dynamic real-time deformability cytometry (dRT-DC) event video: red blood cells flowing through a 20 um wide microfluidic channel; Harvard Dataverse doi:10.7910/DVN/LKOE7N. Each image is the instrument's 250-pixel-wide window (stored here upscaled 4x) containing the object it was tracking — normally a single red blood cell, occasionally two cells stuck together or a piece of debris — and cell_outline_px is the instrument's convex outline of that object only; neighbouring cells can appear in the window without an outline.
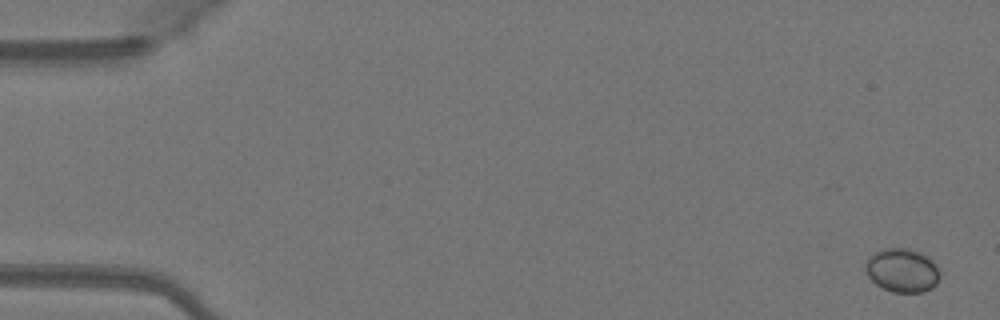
{"species": "Egyptian fruit bat (a non-hibernating species)", "species_latin": "Rousettus aegyptiacus", "temperature_condition": "warm", "stored_images_in_passage": 50, "camera_frame_rate_fps": 3000, "um_per_image_px": 0.085, "animal": {"sex": "female"}, "frame": {"image": 1, "passage_image": 1, "time_ms": 0.0, "image_size_px": [1000, 320], "cell_outline_px": [[940, 280], [932, 288], [924, 292], [892, 292], [876, 284], [868, 276], [864, 268], [864, 264], [868, 256], [884, 248], [912, 248], [928, 256], [936, 264], [940, 272]], "centroid_in_image_um": [76.7, 22.97], "position_along_channel_um": 8.3, "area_um2": 19.31}}
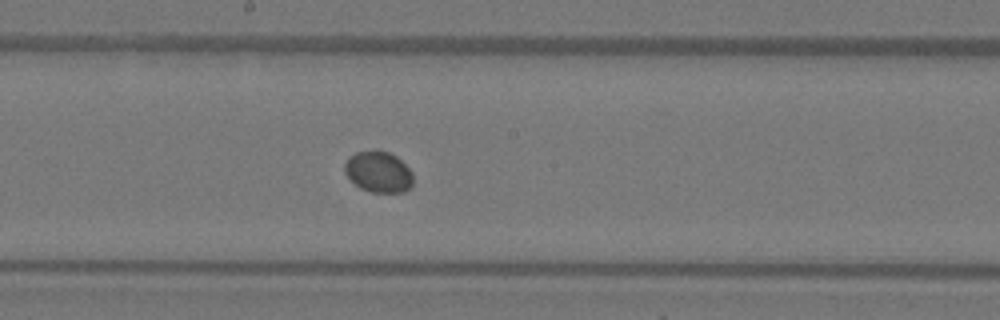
{"frame": {"image": 2, "passage_image": 27, "time_ms": 8.667, "image_size_px": [1000, 320], "cell_outline_px": [[412, 184], [404, 192], [372, 192], [360, 188], [344, 172], [344, 164], [348, 156], [356, 152], [376, 148], [388, 152], [396, 156], [412, 172]], "centroid_in_image_um": [32.14, 14.57], "position_along_channel_um": 216.1, "area_um2": 16.47}}
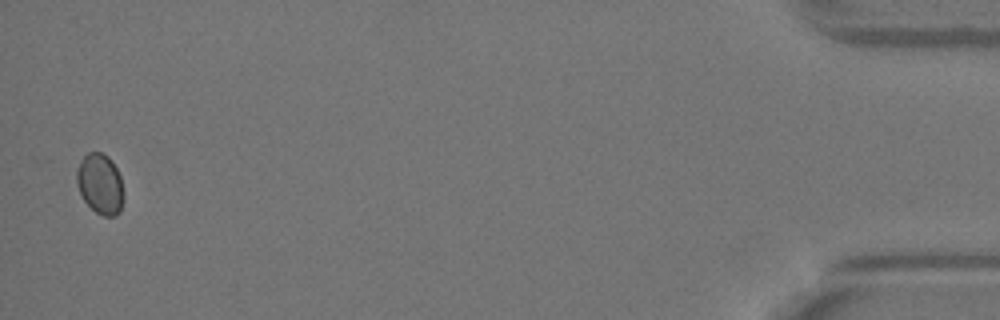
{"frame": {"image": 3, "passage_image": 49, "time_ms": 16.0, "image_size_px": [1000, 320], "cell_outline_px": [[124, 196], [120, 212], [116, 216], [104, 216], [96, 212], [84, 200], [76, 184], [76, 172], [80, 160], [88, 152], [100, 152], [108, 156], [112, 160], [120, 176], [124, 192]], "centroid_in_image_um": [8.52, 15.63], "position_along_channel_um": 426.7, "area_um2": 16.65}}